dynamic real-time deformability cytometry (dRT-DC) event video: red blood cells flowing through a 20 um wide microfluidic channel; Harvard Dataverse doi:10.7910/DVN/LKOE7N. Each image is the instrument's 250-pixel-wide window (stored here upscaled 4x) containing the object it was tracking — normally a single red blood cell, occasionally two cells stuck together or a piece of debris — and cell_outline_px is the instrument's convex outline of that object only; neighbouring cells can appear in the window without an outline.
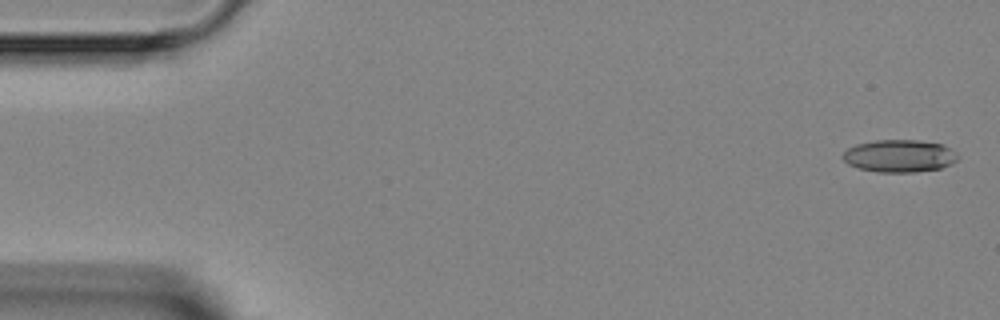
{"species": "Egyptian fruit bat (a non-hibernating species)", "species_latin": "Rousettus aegyptiacus", "temperature_condition": "room temperature", "stored_images_in_passage": 4, "camera_frame_rate_fps": 3000, "um_per_image_px": 0.085, "animal": {"sex": "female"}, "frame": {"image": 1, "passage_image": 1, "time_ms": 0.0, "image_size_px": [1000, 320], "cell_outline_px": [[960, 156], [952, 164], [940, 168], [916, 172], [876, 172], [860, 168], [848, 164], [844, 160], [844, 152], [848, 148], [856, 144], [876, 140], [916, 140], [944, 144], [956, 152]], "centroid_in_image_um": [76.49, 13.25], "position_along_channel_um": 8.5, "area_um2": 21.79}}
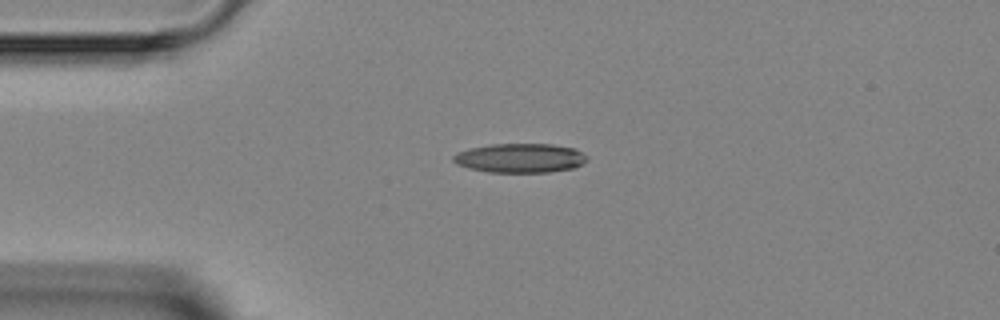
{"frame": {"image": 2, "passage_image": 4, "time_ms": 3.333, "image_size_px": [1000, 320], "cell_outline_px": [[588, 160], [572, 168], [548, 172], [488, 172], [468, 168], [456, 164], [452, 160], [452, 156], [456, 152], [468, 148], [492, 144], [552, 144], [576, 148], [588, 156]], "centroid_in_image_um": [44.18, 13.42], "position_along_channel_um": 40.8, "area_um2": 22.95}}